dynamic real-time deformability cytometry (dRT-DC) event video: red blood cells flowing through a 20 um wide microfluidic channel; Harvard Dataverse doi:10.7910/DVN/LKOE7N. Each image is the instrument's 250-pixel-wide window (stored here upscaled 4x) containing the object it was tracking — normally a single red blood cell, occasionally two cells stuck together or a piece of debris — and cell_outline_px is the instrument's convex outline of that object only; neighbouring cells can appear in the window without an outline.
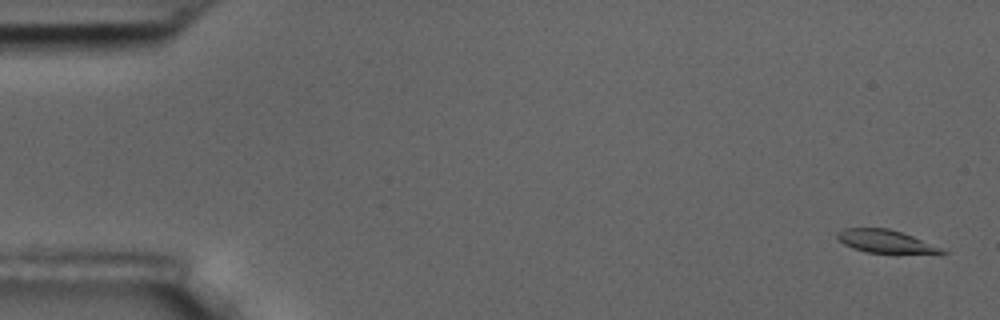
{"species": "common noctule bat (a hibernating species)", "species_latin": "Nyctalus noctula", "temperature_condition": "room temperature", "stored_images_in_passage": 58, "camera_frame_rate_fps": 3000, "um_per_image_px": 0.085, "animal": {"sex": "male", "body_mass_g": 17.5, "forearm_length_mm": 52.3}, "frame": {"image": 1, "passage_image": 2, "time_ms": 0.333, "image_size_px": [1000, 320], "cell_outline_px": [[948, 252], [896, 256], [868, 252], [852, 248], [844, 244], [836, 236], [836, 232], [844, 228], [888, 228], [912, 236], [940, 248]], "centroid_in_image_um": [75.25, 20.56], "position_along_channel_um": 9.8, "area_um2": 14.39}}
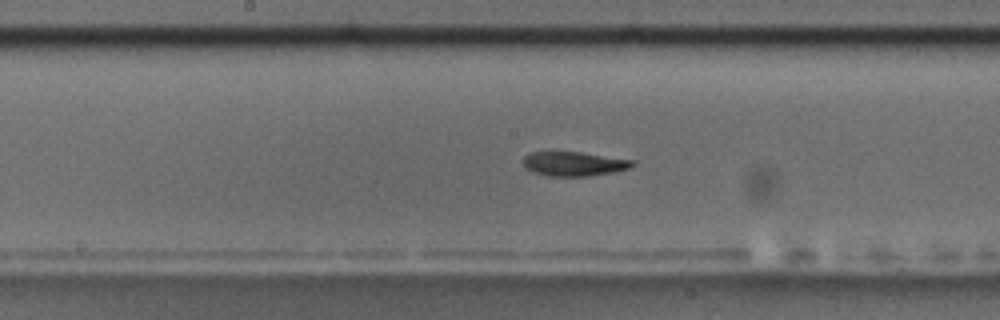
{"frame": {"image": 2, "passage_image": 30, "time_ms": 9.667, "image_size_px": [1000, 320], "cell_outline_px": [[636, 164], [628, 168], [616, 172], [588, 176], [548, 176], [532, 172], [524, 164], [524, 156], [532, 152], [580, 152], [636, 160]], "centroid_in_image_um": [48.84, 13.93], "position_along_channel_um": 199.4, "area_um2": 15.49}}
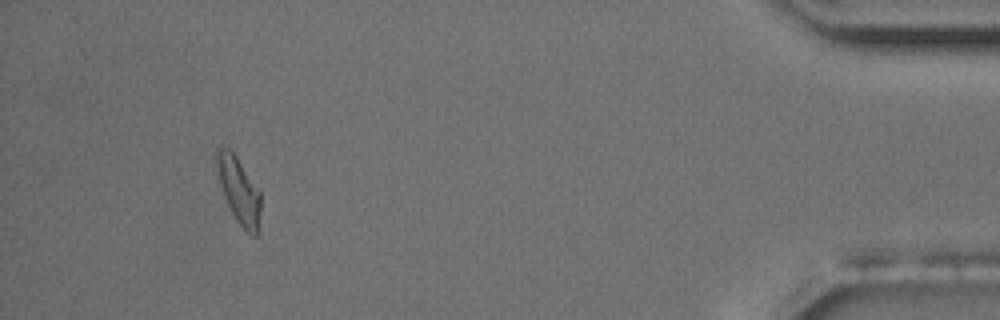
{"frame": {"image": 3, "passage_image": 54, "time_ms": 17.667, "image_size_px": [1000, 320], "cell_outline_px": [[260, 208], [256, 236], [252, 236], [236, 220], [224, 196], [216, 172], [216, 148], [228, 148], [236, 156], [260, 192]], "centroid_in_image_um": [20.27, 16.15], "position_along_channel_um": 414.9, "area_um2": 16.47}, "authors_computed_cell_mechanics": {"area_um2": 16.2996, "velocity_mm_per_s": 3.5074, "shape_relaxation_time_tau1_ms": 6.3481, "shape_relaxation_time_tau2_ms": 8.0528, "deformation_change_tau1": 0.1545, "deformation_change_tau2": 0.1638}}